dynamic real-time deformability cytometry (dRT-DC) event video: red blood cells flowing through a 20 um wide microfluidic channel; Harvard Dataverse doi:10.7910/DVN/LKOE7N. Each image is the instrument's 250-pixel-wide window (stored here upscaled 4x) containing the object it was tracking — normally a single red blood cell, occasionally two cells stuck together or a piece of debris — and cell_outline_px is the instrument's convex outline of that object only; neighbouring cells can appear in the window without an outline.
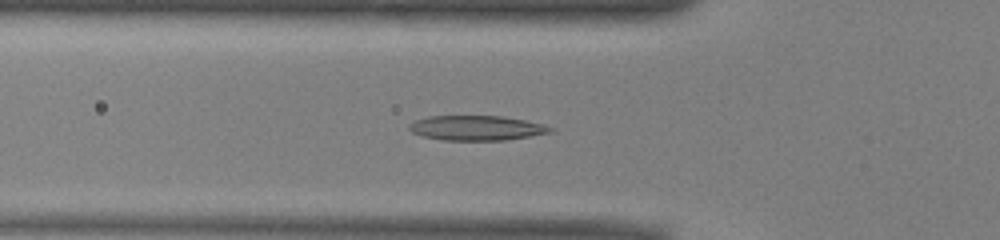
{"species": "common noctule bat (a hibernating species)", "species_latin": "Nyctalus noctula", "temperature_condition": "warm", "stored_images_in_passage": 51, "camera_frame_rate_fps": 3000, "um_per_image_px": 0.085, "animal": {"sex": "male", "body_mass_g": 13.0, "forearm_length_mm": 53.1}, "frame": {"image": 1, "passage_image": 17, "time_ms": 5.333, "image_size_px": [1000, 240], "cell_outline_px": [[556, 128], [552, 132], [504, 140], [444, 140], [424, 136], [412, 132], [408, 128], [408, 124], [416, 120], [428, 116], [500, 116], [524, 120], [544, 124]], "centroid_in_image_um": [40.52, 10.87], "position_along_channel_um": 85.3, "area_um2": 20.29}}
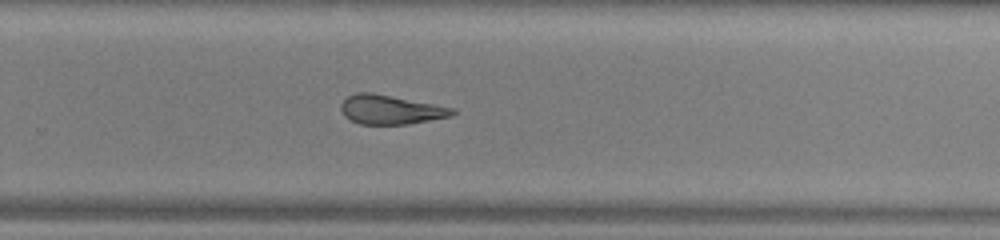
{"frame": {"image": 2, "passage_image": 33, "time_ms": 10.667, "image_size_px": [1000, 240], "cell_outline_px": [[456, 112], [452, 116], [408, 124], [360, 124], [344, 116], [340, 108], [340, 104], [348, 96], [356, 92], [372, 92], [456, 108]], "centroid_in_image_um": [33.21, 9.31], "position_along_channel_um": 296.6, "area_um2": 19.02}}
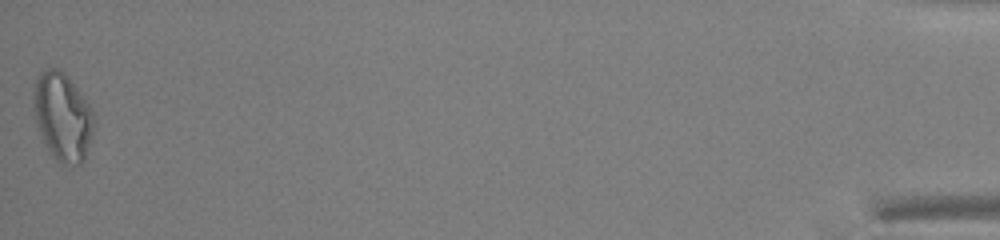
{"frame": {"image": 3, "passage_image": 51, "time_ms": 16.667, "image_size_px": [1000, 240], "cell_outline_px": [[96, 124], [84, 160], [80, 164], [60, 164], [48, 152], [44, 144], [36, 124], [32, 100], [32, 92], [36, 76], [40, 72], [48, 68], [56, 68], [64, 72], [88, 104], [96, 120]], "centroid_in_image_um": [5.29, 9.94], "position_along_channel_um": 429.9, "area_um2": 31.33}, "authors_computed_cell_mechanics": {"area_um2": 21.675, "velocity_mm_per_s": 3.9579, "shape_relaxation_time_tau1_ms": null, "shape_relaxation_time_tau2_ms": 3.4468, "deformation_change_tau1": null, "deformation_change_tau2": 0.1403}}